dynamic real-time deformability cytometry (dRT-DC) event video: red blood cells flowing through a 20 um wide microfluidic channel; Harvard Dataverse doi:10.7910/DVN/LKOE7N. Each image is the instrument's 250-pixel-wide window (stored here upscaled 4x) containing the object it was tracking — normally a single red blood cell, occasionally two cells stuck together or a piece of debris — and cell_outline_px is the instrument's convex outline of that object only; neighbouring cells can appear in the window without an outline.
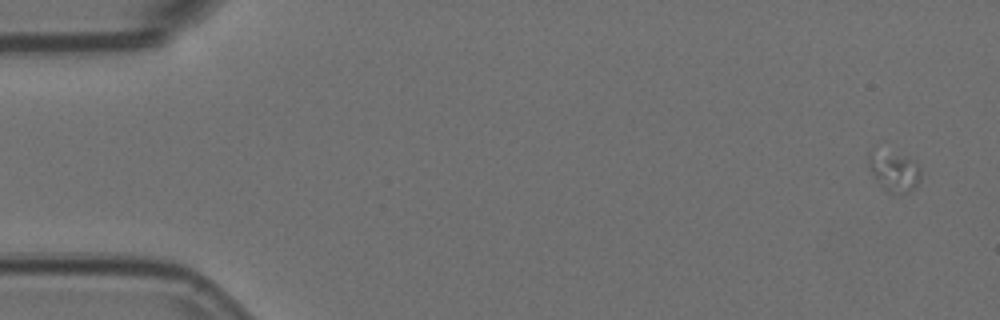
{"species": "Egyptian fruit bat (a non-hibernating species)", "species_latin": "Rousettus aegyptiacus", "temperature_condition": "room temperature", "stored_images_in_passage": 5, "camera_frame_rate_fps": 3000, "um_per_image_px": 0.085, "animal": {"sex": "female"}, "frame": {"image": 1, "passage_image": 1, "time_ms": 0.0, "image_size_px": [1000, 320], "cell_outline_px": [[920, 180], [908, 192], [888, 192], [880, 184], [872, 172], [868, 160], [868, 152], [904, 156], [916, 164], [920, 168]], "centroid_in_image_um": [76.02, 14.61], "position_along_channel_um": 9.0, "area_um2": 11.1}}